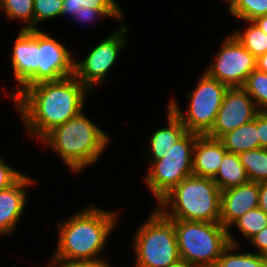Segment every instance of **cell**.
<instances>
[{
  "label": "cell",
  "instance_id": "cell-1",
  "mask_svg": "<svg viewBox=\"0 0 267 267\" xmlns=\"http://www.w3.org/2000/svg\"><path fill=\"white\" fill-rule=\"evenodd\" d=\"M86 93L90 91L73 75L23 88L12 100L26 132L41 140L52 129L82 112Z\"/></svg>",
  "mask_w": 267,
  "mask_h": 267
},
{
  "label": "cell",
  "instance_id": "cell-2",
  "mask_svg": "<svg viewBox=\"0 0 267 267\" xmlns=\"http://www.w3.org/2000/svg\"><path fill=\"white\" fill-rule=\"evenodd\" d=\"M116 212L91 205L60 223L57 247L49 263L101 260L98 254L118 223Z\"/></svg>",
  "mask_w": 267,
  "mask_h": 267
},
{
  "label": "cell",
  "instance_id": "cell-3",
  "mask_svg": "<svg viewBox=\"0 0 267 267\" xmlns=\"http://www.w3.org/2000/svg\"><path fill=\"white\" fill-rule=\"evenodd\" d=\"M41 141L56 151L72 172L78 173L101 158L110 137L81 112L52 129Z\"/></svg>",
  "mask_w": 267,
  "mask_h": 267
},
{
  "label": "cell",
  "instance_id": "cell-4",
  "mask_svg": "<svg viewBox=\"0 0 267 267\" xmlns=\"http://www.w3.org/2000/svg\"><path fill=\"white\" fill-rule=\"evenodd\" d=\"M220 204L221 190L214 180L191 175L167 193L156 208L168 219L220 222Z\"/></svg>",
  "mask_w": 267,
  "mask_h": 267
},
{
  "label": "cell",
  "instance_id": "cell-5",
  "mask_svg": "<svg viewBox=\"0 0 267 267\" xmlns=\"http://www.w3.org/2000/svg\"><path fill=\"white\" fill-rule=\"evenodd\" d=\"M181 260L196 267H214L223 250L238 242L220 222L170 219Z\"/></svg>",
  "mask_w": 267,
  "mask_h": 267
},
{
  "label": "cell",
  "instance_id": "cell-6",
  "mask_svg": "<svg viewBox=\"0 0 267 267\" xmlns=\"http://www.w3.org/2000/svg\"><path fill=\"white\" fill-rule=\"evenodd\" d=\"M134 267H168L181 261L173 222L156 207L134 234Z\"/></svg>",
  "mask_w": 267,
  "mask_h": 267
},
{
  "label": "cell",
  "instance_id": "cell-7",
  "mask_svg": "<svg viewBox=\"0 0 267 267\" xmlns=\"http://www.w3.org/2000/svg\"><path fill=\"white\" fill-rule=\"evenodd\" d=\"M229 87L210 77L206 72L197 83L195 90L186 95L189 99L187 112H182L175 100L168 107L182 121L188 132L206 135L213 127Z\"/></svg>",
  "mask_w": 267,
  "mask_h": 267
},
{
  "label": "cell",
  "instance_id": "cell-8",
  "mask_svg": "<svg viewBox=\"0 0 267 267\" xmlns=\"http://www.w3.org/2000/svg\"><path fill=\"white\" fill-rule=\"evenodd\" d=\"M199 134L187 132L148 168L145 184L157 203L181 181L192 174L193 148Z\"/></svg>",
  "mask_w": 267,
  "mask_h": 267
},
{
  "label": "cell",
  "instance_id": "cell-9",
  "mask_svg": "<svg viewBox=\"0 0 267 267\" xmlns=\"http://www.w3.org/2000/svg\"><path fill=\"white\" fill-rule=\"evenodd\" d=\"M123 25L114 30L106 39L97 44L83 61L74 62V76L89 90L103 82L111 67L114 66L120 51L127 46L125 35L127 27ZM126 44V45H125ZM92 89V90H91Z\"/></svg>",
  "mask_w": 267,
  "mask_h": 267
},
{
  "label": "cell",
  "instance_id": "cell-10",
  "mask_svg": "<svg viewBox=\"0 0 267 267\" xmlns=\"http://www.w3.org/2000/svg\"><path fill=\"white\" fill-rule=\"evenodd\" d=\"M255 69L256 57L231 34L225 39L206 73L229 88H234L243 87L248 75Z\"/></svg>",
  "mask_w": 267,
  "mask_h": 267
},
{
  "label": "cell",
  "instance_id": "cell-11",
  "mask_svg": "<svg viewBox=\"0 0 267 267\" xmlns=\"http://www.w3.org/2000/svg\"><path fill=\"white\" fill-rule=\"evenodd\" d=\"M258 112L251 96L242 87L229 88L225 93L215 123L206 135L220 139L226 133L251 122Z\"/></svg>",
  "mask_w": 267,
  "mask_h": 267
},
{
  "label": "cell",
  "instance_id": "cell-12",
  "mask_svg": "<svg viewBox=\"0 0 267 267\" xmlns=\"http://www.w3.org/2000/svg\"><path fill=\"white\" fill-rule=\"evenodd\" d=\"M11 65L17 88L8 97L19 93L23 88L38 83V28L20 29L11 54Z\"/></svg>",
  "mask_w": 267,
  "mask_h": 267
},
{
  "label": "cell",
  "instance_id": "cell-13",
  "mask_svg": "<svg viewBox=\"0 0 267 267\" xmlns=\"http://www.w3.org/2000/svg\"><path fill=\"white\" fill-rule=\"evenodd\" d=\"M74 62L65 46L38 28V83L73 76Z\"/></svg>",
  "mask_w": 267,
  "mask_h": 267
},
{
  "label": "cell",
  "instance_id": "cell-14",
  "mask_svg": "<svg viewBox=\"0 0 267 267\" xmlns=\"http://www.w3.org/2000/svg\"><path fill=\"white\" fill-rule=\"evenodd\" d=\"M259 183L246 184L221 191L220 223L230 231V226L249 210L258 207Z\"/></svg>",
  "mask_w": 267,
  "mask_h": 267
},
{
  "label": "cell",
  "instance_id": "cell-15",
  "mask_svg": "<svg viewBox=\"0 0 267 267\" xmlns=\"http://www.w3.org/2000/svg\"><path fill=\"white\" fill-rule=\"evenodd\" d=\"M33 182L24 174L11 187L0 191V235L6 236L15 230L25 209L27 188Z\"/></svg>",
  "mask_w": 267,
  "mask_h": 267
},
{
  "label": "cell",
  "instance_id": "cell-16",
  "mask_svg": "<svg viewBox=\"0 0 267 267\" xmlns=\"http://www.w3.org/2000/svg\"><path fill=\"white\" fill-rule=\"evenodd\" d=\"M226 152L220 139L198 135L193 148L192 174L213 179Z\"/></svg>",
  "mask_w": 267,
  "mask_h": 267
},
{
  "label": "cell",
  "instance_id": "cell-17",
  "mask_svg": "<svg viewBox=\"0 0 267 267\" xmlns=\"http://www.w3.org/2000/svg\"><path fill=\"white\" fill-rule=\"evenodd\" d=\"M168 127H160L150 137V148L146 158L151 159V163L164 157L172 145L177 143L188 130L182 124V121L167 107ZM152 156V157H151Z\"/></svg>",
  "mask_w": 267,
  "mask_h": 267
},
{
  "label": "cell",
  "instance_id": "cell-18",
  "mask_svg": "<svg viewBox=\"0 0 267 267\" xmlns=\"http://www.w3.org/2000/svg\"><path fill=\"white\" fill-rule=\"evenodd\" d=\"M220 140L228 152L235 154L259 149L258 113L251 122L226 133Z\"/></svg>",
  "mask_w": 267,
  "mask_h": 267
},
{
  "label": "cell",
  "instance_id": "cell-19",
  "mask_svg": "<svg viewBox=\"0 0 267 267\" xmlns=\"http://www.w3.org/2000/svg\"><path fill=\"white\" fill-rule=\"evenodd\" d=\"M213 180L221 191L248 183L239 155L227 151Z\"/></svg>",
  "mask_w": 267,
  "mask_h": 267
},
{
  "label": "cell",
  "instance_id": "cell-20",
  "mask_svg": "<svg viewBox=\"0 0 267 267\" xmlns=\"http://www.w3.org/2000/svg\"><path fill=\"white\" fill-rule=\"evenodd\" d=\"M249 181H267V148L253 149L238 154Z\"/></svg>",
  "mask_w": 267,
  "mask_h": 267
},
{
  "label": "cell",
  "instance_id": "cell-21",
  "mask_svg": "<svg viewBox=\"0 0 267 267\" xmlns=\"http://www.w3.org/2000/svg\"><path fill=\"white\" fill-rule=\"evenodd\" d=\"M237 244H229L222 252L214 267H266L264 255L256 253H232Z\"/></svg>",
  "mask_w": 267,
  "mask_h": 267
},
{
  "label": "cell",
  "instance_id": "cell-22",
  "mask_svg": "<svg viewBox=\"0 0 267 267\" xmlns=\"http://www.w3.org/2000/svg\"><path fill=\"white\" fill-rule=\"evenodd\" d=\"M245 31L233 32L236 39L256 58L267 52V35L253 21Z\"/></svg>",
  "mask_w": 267,
  "mask_h": 267
},
{
  "label": "cell",
  "instance_id": "cell-23",
  "mask_svg": "<svg viewBox=\"0 0 267 267\" xmlns=\"http://www.w3.org/2000/svg\"><path fill=\"white\" fill-rule=\"evenodd\" d=\"M34 0H0V9L9 20L24 21L27 26L22 29H34Z\"/></svg>",
  "mask_w": 267,
  "mask_h": 267
},
{
  "label": "cell",
  "instance_id": "cell-24",
  "mask_svg": "<svg viewBox=\"0 0 267 267\" xmlns=\"http://www.w3.org/2000/svg\"><path fill=\"white\" fill-rule=\"evenodd\" d=\"M242 88L251 96L259 112H267V73L255 69Z\"/></svg>",
  "mask_w": 267,
  "mask_h": 267
},
{
  "label": "cell",
  "instance_id": "cell-25",
  "mask_svg": "<svg viewBox=\"0 0 267 267\" xmlns=\"http://www.w3.org/2000/svg\"><path fill=\"white\" fill-rule=\"evenodd\" d=\"M228 5L230 15L245 23L267 15V0H229Z\"/></svg>",
  "mask_w": 267,
  "mask_h": 267
},
{
  "label": "cell",
  "instance_id": "cell-26",
  "mask_svg": "<svg viewBox=\"0 0 267 267\" xmlns=\"http://www.w3.org/2000/svg\"><path fill=\"white\" fill-rule=\"evenodd\" d=\"M232 225L239 229L243 238L250 239L267 226V214L257 207L246 212Z\"/></svg>",
  "mask_w": 267,
  "mask_h": 267
},
{
  "label": "cell",
  "instance_id": "cell-27",
  "mask_svg": "<svg viewBox=\"0 0 267 267\" xmlns=\"http://www.w3.org/2000/svg\"><path fill=\"white\" fill-rule=\"evenodd\" d=\"M83 6L93 9H121L116 0H63L62 15L73 18Z\"/></svg>",
  "mask_w": 267,
  "mask_h": 267
},
{
  "label": "cell",
  "instance_id": "cell-28",
  "mask_svg": "<svg viewBox=\"0 0 267 267\" xmlns=\"http://www.w3.org/2000/svg\"><path fill=\"white\" fill-rule=\"evenodd\" d=\"M62 8L63 0H34V29L39 22L61 16Z\"/></svg>",
  "mask_w": 267,
  "mask_h": 267
},
{
  "label": "cell",
  "instance_id": "cell-29",
  "mask_svg": "<svg viewBox=\"0 0 267 267\" xmlns=\"http://www.w3.org/2000/svg\"><path fill=\"white\" fill-rule=\"evenodd\" d=\"M123 13L122 9H93L83 6V8L74 15L73 19H76L77 21H80L81 24H84L92 22L100 16H107L118 19L123 23Z\"/></svg>",
  "mask_w": 267,
  "mask_h": 267
},
{
  "label": "cell",
  "instance_id": "cell-30",
  "mask_svg": "<svg viewBox=\"0 0 267 267\" xmlns=\"http://www.w3.org/2000/svg\"><path fill=\"white\" fill-rule=\"evenodd\" d=\"M24 173L9 166L3 158H0V191L5 190L15 184Z\"/></svg>",
  "mask_w": 267,
  "mask_h": 267
},
{
  "label": "cell",
  "instance_id": "cell-31",
  "mask_svg": "<svg viewBox=\"0 0 267 267\" xmlns=\"http://www.w3.org/2000/svg\"><path fill=\"white\" fill-rule=\"evenodd\" d=\"M48 267H112L104 259L97 261H81L67 263H49Z\"/></svg>",
  "mask_w": 267,
  "mask_h": 267
},
{
  "label": "cell",
  "instance_id": "cell-32",
  "mask_svg": "<svg viewBox=\"0 0 267 267\" xmlns=\"http://www.w3.org/2000/svg\"><path fill=\"white\" fill-rule=\"evenodd\" d=\"M259 148H267V112H258Z\"/></svg>",
  "mask_w": 267,
  "mask_h": 267
},
{
  "label": "cell",
  "instance_id": "cell-33",
  "mask_svg": "<svg viewBox=\"0 0 267 267\" xmlns=\"http://www.w3.org/2000/svg\"><path fill=\"white\" fill-rule=\"evenodd\" d=\"M249 241L257 248L258 254L265 255L267 253V226L251 237Z\"/></svg>",
  "mask_w": 267,
  "mask_h": 267
},
{
  "label": "cell",
  "instance_id": "cell-34",
  "mask_svg": "<svg viewBox=\"0 0 267 267\" xmlns=\"http://www.w3.org/2000/svg\"><path fill=\"white\" fill-rule=\"evenodd\" d=\"M258 207L267 214V181L259 183Z\"/></svg>",
  "mask_w": 267,
  "mask_h": 267
},
{
  "label": "cell",
  "instance_id": "cell-35",
  "mask_svg": "<svg viewBox=\"0 0 267 267\" xmlns=\"http://www.w3.org/2000/svg\"><path fill=\"white\" fill-rule=\"evenodd\" d=\"M256 69L267 73V52L256 58Z\"/></svg>",
  "mask_w": 267,
  "mask_h": 267
},
{
  "label": "cell",
  "instance_id": "cell-36",
  "mask_svg": "<svg viewBox=\"0 0 267 267\" xmlns=\"http://www.w3.org/2000/svg\"><path fill=\"white\" fill-rule=\"evenodd\" d=\"M253 22L267 35V15L257 17Z\"/></svg>",
  "mask_w": 267,
  "mask_h": 267
},
{
  "label": "cell",
  "instance_id": "cell-37",
  "mask_svg": "<svg viewBox=\"0 0 267 267\" xmlns=\"http://www.w3.org/2000/svg\"><path fill=\"white\" fill-rule=\"evenodd\" d=\"M168 267H196V266L188 264V263L184 262L183 260H181V261L175 263L174 265H171Z\"/></svg>",
  "mask_w": 267,
  "mask_h": 267
},
{
  "label": "cell",
  "instance_id": "cell-38",
  "mask_svg": "<svg viewBox=\"0 0 267 267\" xmlns=\"http://www.w3.org/2000/svg\"><path fill=\"white\" fill-rule=\"evenodd\" d=\"M265 262H266V267H267V253L264 255Z\"/></svg>",
  "mask_w": 267,
  "mask_h": 267
}]
</instances>
